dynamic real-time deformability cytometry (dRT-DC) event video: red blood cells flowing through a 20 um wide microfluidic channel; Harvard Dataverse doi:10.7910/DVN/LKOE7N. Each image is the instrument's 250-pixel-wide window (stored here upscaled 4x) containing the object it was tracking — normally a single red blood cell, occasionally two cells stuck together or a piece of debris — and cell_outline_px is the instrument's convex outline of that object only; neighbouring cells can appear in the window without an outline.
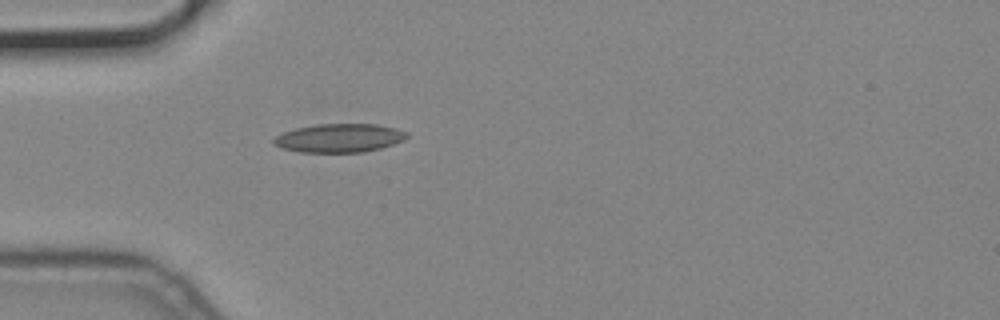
{"species": "common noctule bat (a hibernating species)", "species_latin": "Nyctalus noctula", "temperature_condition": "cold", "stored_images_in_passage": 3, "camera_frame_rate_fps": 3000, "um_per_image_px": 0.085, "animal": {"sex": "male", "body_mass_g": 19.2, "forearm_length_mm": 51.8}, "frame": {"image": 1, "passage_image": 3, "time_ms": 0.667, "image_size_px": [1000, 320], "cell_outline_px": [[408, 136], [404, 140], [380, 148], [360, 152], [300, 152], [280, 148], [272, 144], [272, 140], [276, 136], [284, 132], [296, 128], [316, 124], [376, 124], [396, 128], [408, 132]], "centroid_in_image_um": [28.82, 11.73], "position_along_channel_um": 56.2, "area_um2": 22.2}}